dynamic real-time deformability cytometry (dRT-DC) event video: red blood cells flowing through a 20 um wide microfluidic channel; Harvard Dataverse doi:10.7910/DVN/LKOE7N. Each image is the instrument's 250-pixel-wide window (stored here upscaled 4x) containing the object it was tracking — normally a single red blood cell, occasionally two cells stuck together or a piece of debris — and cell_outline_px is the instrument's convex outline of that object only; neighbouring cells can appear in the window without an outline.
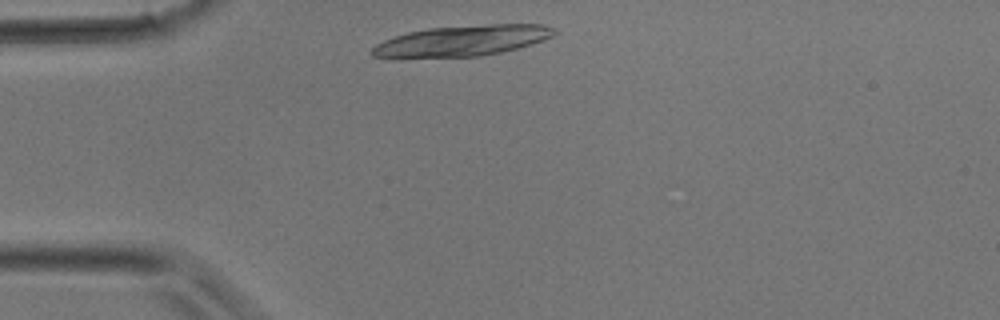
{"species": "common noctule bat (a hibernating species)", "species_latin": "Nyctalus noctula", "temperature_condition": "room temperature", "stored_images_in_passage": 22, "camera_frame_rate_fps": 3000, "um_per_image_px": 0.085, "animal": {"sex": "male", "body_mass_g": 17.9}, "frame": {"image": 1, "passage_image": 1, "time_ms": 0.0, "image_size_px": [1000, 320], "cell_outline_px": [[556, 32], [552, 36], [532, 44], [500, 52], [480, 56], [396, 60], [372, 56], [368, 52], [376, 44], [384, 40], [408, 32], [428, 28], [488, 24], [540, 24], [556, 28]], "centroid_in_image_um": [39.16, 3.5], "position_along_channel_um": 45.8, "area_um2": 33.41}}
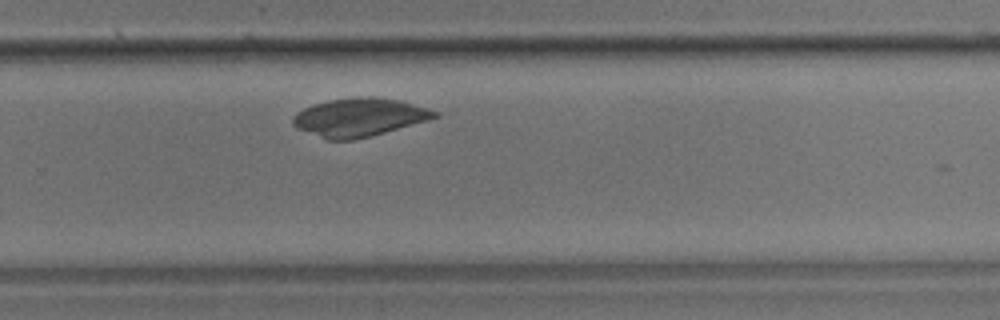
{"frame": {"image": 2, "passage_image": 16, "time_ms": 5.0, "image_size_px": [1000, 320], "cell_outline_px": [[440, 116], [428, 120], [372, 136], [352, 140], [328, 140], [296, 128], [292, 124], [292, 116], [296, 112], [312, 104], [328, 100], [360, 96], [372, 96], [400, 100], [428, 108], [440, 112]], "centroid_in_image_um": [30.53, 9.96], "position_along_channel_um": 299.3, "area_um2": 31.91}}
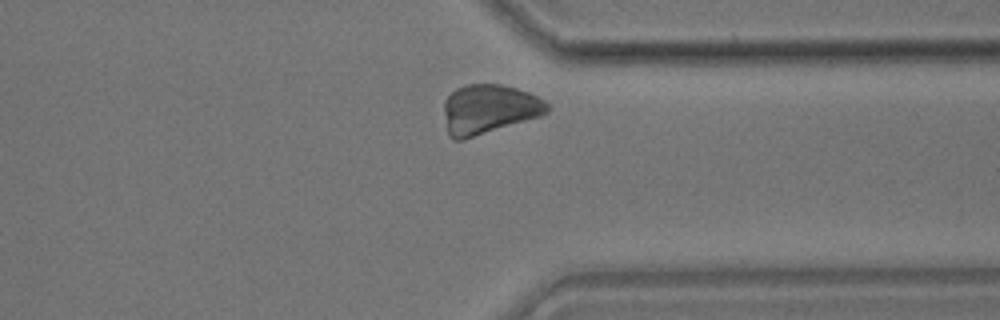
{"frame": {"image": 3, "passage_image": 20, "time_ms": 6.333, "image_size_px": [1000, 320], "cell_outline_px": [[548, 112], [540, 116], [464, 140], [452, 140], [448, 136], [444, 112], [444, 100], [456, 88], [468, 84], [500, 84], [516, 88], [528, 92], [544, 100], [548, 104]], "centroid_in_image_um": [41.53, 9.29], "position_along_channel_um": 369.9, "area_um2": 29.77}}